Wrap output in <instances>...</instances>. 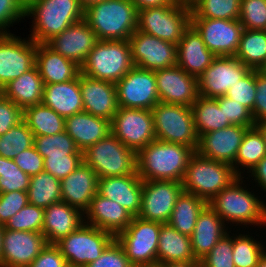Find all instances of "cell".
<instances>
[{"instance_id":"obj_1","label":"cell","mask_w":266,"mask_h":267,"mask_svg":"<svg viewBox=\"0 0 266 267\" xmlns=\"http://www.w3.org/2000/svg\"><path fill=\"white\" fill-rule=\"evenodd\" d=\"M194 153L189 146L155 139L137 153V173L146 181L182 182Z\"/></svg>"},{"instance_id":"obj_2","label":"cell","mask_w":266,"mask_h":267,"mask_svg":"<svg viewBox=\"0 0 266 267\" xmlns=\"http://www.w3.org/2000/svg\"><path fill=\"white\" fill-rule=\"evenodd\" d=\"M245 177L239 176L208 204L226 225L266 226V203L244 185Z\"/></svg>"},{"instance_id":"obj_3","label":"cell","mask_w":266,"mask_h":267,"mask_svg":"<svg viewBox=\"0 0 266 267\" xmlns=\"http://www.w3.org/2000/svg\"><path fill=\"white\" fill-rule=\"evenodd\" d=\"M138 11L130 0H104L84 11L99 40H129L137 30Z\"/></svg>"},{"instance_id":"obj_4","label":"cell","mask_w":266,"mask_h":267,"mask_svg":"<svg viewBox=\"0 0 266 267\" xmlns=\"http://www.w3.org/2000/svg\"><path fill=\"white\" fill-rule=\"evenodd\" d=\"M32 17L30 38L36 44H46L70 25L84 19L79 0H38L26 12Z\"/></svg>"},{"instance_id":"obj_5","label":"cell","mask_w":266,"mask_h":267,"mask_svg":"<svg viewBox=\"0 0 266 267\" xmlns=\"http://www.w3.org/2000/svg\"><path fill=\"white\" fill-rule=\"evenodd\" d=\"M238 177L232 165L206 158L195 151L182 180L183 191L209 202Z\"/></svg>"},{"instance_id":"obj_6","label":"cell","mask_w":266,"mask_h":267,"mask_svg":"<svg viewBox=\"0 0 266 267\" xmlns=\"http://www.w3.org/2000/svg\"><path fill=\"white\" fill-rule=\"evenodd\" d=\"M133 67L128 40H99L81 66V74L116 83Z\"/></svg>"},{"instance_id":"obj_7","label":"cell","mask_w":266,"mask_h":267,"mask_svg":"<svg viewBox=\"0 0 266 267\" xmlns=\"http://www.w3.org/2000/svg\"><path fill=\"white\" fill-rule=\"evenodd\" d=\"M83 162L95 171L98 179L137 172V153L111 132L83 152Z\"/></svg>"},{"instance_id":"obj_8","label":"cell","mask_w":266,"mask_h":267,"mask_svg":"<svg viewBox=\"0 0 266 267\" xmlns=\"http://www.w3.org/2000/svg\"><path fill=\"white\" fill-rule=\"evenodd\" d=\"M190 25L191 8L186 2L176 0L172 5L138 11L137 30L176 45Z\"/></svg>"},{"instance_id":"obj_9","label":"cell","mask_w":266,"mask_h":267,"mask_svg":"<svg viewBox=\"0 0 266 267\" xmlns=\"http://www.w3.org/2000/svg\"><path fill=\"white\" fill-rule=\"evenodd\" d=\"M151 111L156 140L189 146L196 151L199 136L191 107L158 102Z\"/></svg>"},{"instance_id":"obj_10","label":"cell","mask_w":266,"mask_h":267,"mask_svg":"<svg viewBox=\"0 0 266 267\" xmlns=\"http://www.w3.org/2000/svg\"><path fill=\"white\" fill-rule=\"evenodd\" d=\"M114 239L111 233L84 222L55 245L69 266L85 267L98 259Z\"/></svg>"},{"instance_id":"obj_11","label":"cell","mask_w":266,"mask_h":267,"mask_svg":"<svg viewBox=\"0 0 266 267\" xmlns=\"http://www.w3.org/2000/svg\"><path fill=\"white\" fill-rule=\"evenodd\" d=\"M161 224L133 217L127 228L115 237L134 267L157 264Z\"/></svg>"},{"instance_id":"obj_12","label":"cell","mask_w":266,"mask_h":267,"mask_svg":"<svg viewBox=\"0 0 266 267\" xmlns=\"http://www.w3.org/2000/svg\"><path fill=\"white\" fill-rule=\"evenodd\" d=\"M110 127L111 133L136 153L156 139L151 110L118 107Z\"/></svg>"},{"instance_id":"obj_13","label":"cell","mask_w":266,"mask_h":267,"mask_svg":"<svg viewBox=\"0 0 266 267\" xmlns=\"http://www.w3.org/2000/svg\"><path fill=\"white\" fill-rule=\"evenodd\" d=\"M37 44L28 36L0 34V91L35 66Z\"/></svg>"},{"instance_id":"obj_14","label":"cell","mask_w":266,"mask_h":267,"mask_svg":"<svg viewBox=\"0 0 266 267\" xmlns=\"http://www.w3.org/2000/svg\"><path fill=\"white\" fill-rule=\"evenodd\" d=\"M115 86L119 107L151 110L160 102L155 71L134 66Z\"/></svg>"},{"instance_id":"obj_15","label":"cell","mask_w":266,"mask_h":267,"mask_svg":"<svg viewBox=\"0 0 266 267\" xmlns=\"http://www.w3.org/2000/svg\"><path fill=\"white\" fill-rule=\"evenodd\" d=\"M191 25L215 56L236 55L244 31L240 20L191 18Z\"/></svg>"},{"instance_id":"obj_16","label":"cell","mask_w":266,"mask_h":267,"mask_svg":"<svg viewBox=\"0 0 266 267\" xmlns=\"http://www.w3.org/2000/svg\"><path fill=\"white\" fill-rule=\"evenodd\" d=\"M135 67L157 71L177 65V45L136 30L129 38Z\"/></svg>"},{"instance_id":"obj_17","label":"cell","mask_w":266,"mask_h":267,"mask_svg":"<svg viewBox=\"0 0 266 267\" xmlns=\"http://www.w3.org/2000/svg\"><path fill=\"white\" fill-rule=\"evenodd\" d=\"M182 191V182L143 180L141 210L138 217L147 221L168 223Z\"/></svg>"},{"instance_id":"obj_18","label":"cell","mask_w":266,"mask_h":267,"mask_svg":"<svg viewBox=\"0 0 266 267\" xmlns=\"http://www.w3.org/2000/svg\"><path fill=\"white\" fill-rule=\"evenodd\" d=\"M250 70L235 56H216L197 79L199 95L207 98L225 96Z\"/></svg>"},{"instance_id":"obj_19","label":"cell","mask_w":266,"mask_h":267,"mask_svg":"<svg viewBox=\"0 0 266 267\" xmlns=\"http://www.w3.org/2000/svg\"><path fill=\"white\" fill-rule=\"evenodd\" d=\"M159 101L191 107L198 99V81L178 65L155 71Z\"/></svg>"},{"instance_id":"obj_20","label":"cell","mask_w":266,"mask_h":267,"mask_svg":"<svg viewBox=\"0 0 266 267\" xmlns=\"http://www.w3.org/2000/svg\"><path fill=\"white\" fill-rule=\"evenodd\" d=\"M46 244L42 233L4 228L1 267H28Z\"/></svg>"},{"instance_id":"obj_21","label":"cell","mask_w":266,"mask_h":267,"mask_svg":"<svg viewBox=\"0 0 266 267\" xmlns=\"http://www.w3.org/2000/svg\"><path fill=\"white\" fill-rule=\"evenodd\" d=\"M99 41L85 19L70 25L46 44L63 57L82 66L89 52Z\"/></svg>"},{"instance_id":"obj_22","label":"cell","mask_w":266,"mask_h":267,"mask_svg":"<svg viewBox=\"0 0 266 267\" xmlns=\"http://www.w3.org/2000/svg\"><path fill=\"white\" fill-rule=\"evenodd\" d=\"M249 127L230 125L199 136L196 152L206 158L234 164L243 136Z\"/></svg>"},{"instance_id":"obj_23","label":"cell","mask_w":266,"mask_h":267,"mask_svg":"<svg viewBox=\"0 0 266 267\" xmlns=\"http://www.w3.org/2000/svg\"><path fill=\"white\" fill-rule=\"evenodd\" d=\"M143 180L138 173L125 176L104 177L98 179L97 193L116 201L133 217L141 210Z\"/></svg>"},{"instance_id":"obj_24","label":"cell","mask_w":266,"mask_h":267,"mask_svg":"<svg viewBox=\"0 0 266 267\" xmlns=\"http://www.w3.org/2000/svg\"><path fill=\"white\" fill-rule=\"evenodd\" d=\"M80 91L84 112L112 120L119 107L115 83L93 79L80 73Z\"/></svg>"},{"instance_id":"obj_25","label":"cell","mask_w":266,"mask_h":267,"mask_svg":"<svg viewBox=\"0 0 266 267\" xmlns=\"http://www.w3.org/2000/svg\"><path fill=\"white\" fill-rule=\"evenodd\" d=\"M133 216L116 201L98 193L84 212V222L117 236L131 223Z\"/></svg>"},{"instance_id":"obj_26","label":"cell","mask_w":266,"mask_h":267,"mask_svg":"<svg viewBox=\"0 0 266 267\" xmlns=\"http://www.w3.org/2000/svg\"><path fill=\"white\" fill-rule=\"evenodd\" d=\"M98 189L95 171L82 162L66 178L61 180V199L84 213Z\"/></svg>"},{"instance_id":"obj_27","label":"cell","mask_w":266,"mask_h":267,"mask_svg":"<svg viewBox=\"0 0 266 267\" xmlns=\"http://www.w3.org/2000/svg\"><path fill=\"white\" fill-rule=\"evenodd\" d=\"M215 57L206 47L201 35L190 25L177 44V65L198 79Z\"/></svg>"},{"instance_id":"obj_28","label":"cell","mask_w":266,"mask_h":267,"mask_svg":"<svg viewBox=\"0 0 266 267\" xmlns=\"http://www.w3.org/2000/svg\"><path fill=\"white\" fill-rule=\"evenodd\" d=\"M84 223V213L64 201L44 209L42 234L47 244H55Z\"/></svg>"},{"instance_id":"obj_29","label":"cell","mask_w":266,"mask_h":267,"mask_svg":"<svg viewBox=\"0 0 266 267\" xmlns=\"http://www.w3.org/2000/svg\"><path fill=\"white\" fill-rule=\"evenodd\" d=\"M35 66L44 84L68 82L81 73L80 66L55 52L47 44H37Z\"/></svg>"},{"instance_id":"obj_30","label":"cell","mask_w":266,"mask_h":267,"mask_svg":"<svg viewBox=\"0 0 266 267\" xmlns=\"http://www.w3.org/2000/svg\"><path fill=\"white\" fill-rule=\"evenodd\" d=\"M65 131L75 141L78 149L84 152L106 137L111 132V127L109 120L83 111L65 118Z\"/></svg>"},{"instance_id":"obj_31","label":"cell","mask_w":266,"mask_h":267,"mask_svg":"<svg viewBox=\"0 0 266 267\" xmlns=\"http://www.w3.org/2000/svg\"><path fill=\"white\" fill-rule=\"evenodd\" d=\"M228 227L208 204L199 214L193 234L190 236L195 259L200 261L206 256L228 232Z\"/></svg>"},{"instance_id":"obj_32","label":"cell","mask_w":266,"mask_h":267,"mask_svg":"<svg viewBox=\"0 0 266 267\" xmlns=\"http://www.w3.org/2000/svg\"><path fill=\"white\" fill-rule=\"evenodd\" d=\"M41 103L53 109L63 118L83 112L80 74L76 79L68 82L44 84Z\"/></svg>"},{"instance_id":"obj_33","label":"cell","mask_w":266,"mask_h":267,"mask_svg":"<svg viewBox=\"0 0 266 267\" xmlns=\"http://www.w3.org/2000/svg\"><path fill=\"white\" fill-rule=\"evenodd\" d=\"M44 90V82L36 66L10 81L0 93L24 109L40 104Z\"/></svg>"},{"instance_id":"obj_34","label":"cell","mask_w":266,"mask_h":267,"mask_svg":"<svg viewBox=\"0 0 266 267\" xmlns=\"http://www.w3.org/2000/svg\"><path fill=\"white\" fill-rule=\"evenodd\" d=\"M191 261H198L192 251L191 237L178 232L168 223L161 224L157 264Z\"/></svg>"},{"instance_id":"obj_35","label":"cell","mask_w":266,"mask_h":267,"mask_svg":"<svg viewBox=\"0 0 266 267\" xmlns=\"http://www.w3.org/2000/svg\"><path fill=\"white\" fill-rule=\"evenodd\" d=\"M208 205L204 199L182 191L178 196L168 224L178 232L191 236L202 210Z\"/></svg>"},{"instance_id":"obj_36","label":"cell","mask_w":266,"mask_h":267,"mask_svg":"<svg viewBox=\"0 0 266 267\" xmlns=\"http://www.w3.org/2000/svg\"><path fill=\"white\" fill-rule=\"evenodd\" d=\"M23 121L34 136H51L65 131V118L42 103L24 108Z\"/></svg>"},{"instance_id":"obj_37","label":"cell","mask_w":266,"mask_h":267,"mask_svg":"<svg viewBox=\"0 0 266 267\" xmlns=\"http://www.w3.org/2000/svg\"><path fill=\"white\" fill-rule=\"evenodd\" d=\"M198 136L232 125L216 98L198 96L191 106Z\"/></svg>"},{"instance_id":"obj_38","label":"cell","mask_w":266,"mask_h":267,"mask_svg":"<svg viewBox=\"0 0 266 267\" xmlns=\"http://www.w3.org/2000/svg\"><path fill=\"white\" fill-rule=\"evenodd\" d=\"M264 156H266L264 138L256 126L250 127L243 136L242 143L232 165L233 170L238 176H245L242 173L245 170L248 173Z\"/></svg>"},{"instance_id":"obj_39","label":"cell","mask_w":266,"mask_h":267,"mask_svg":"<svg viewBox=\"0 0 266 267\" xmlns=\"http://www.w3.org/2000/svg\"><path fill=\"white\" fill-rule=\"evenodd\" d=\"M28 203L40 208H47L62 201L61 181L48 172H40L30 177Z\"/></svg>"},{"instance_id":"obj_40","label":"cell","mask_w":266,"mask_h":267,"mask_svg":"<svg viewBox=\"0 0 266 267\" xmlns=\"http://www.w3.org/2000/svg\"><path fill=\"white\" fill-rule=\"evenodd\" d=\"M235 57L250 69L258 70L266 60V30L244 29Z\"/></svg>"},{"instance_id":"obj_41","label":"cell","mask_w":266,"mask_h":267,"mask_svg":"<svg viewBox=\"0 0 266 267\" xmlns=\"http://www.w3.org/2000/svg\"><path fill=\"white\" fill-rule=\"evenodd\" d=\"M191 18L239 20L241 0H193Z\"/></svg>"},{"instance_id":"obj_42","label":"cell","mask_w":266,"mask_h":267,"mask_svg":"<svg viewBox=\"0 0 266 267\" xmlns=\"http://www.w3.org/2000/svg\"><path fill=\"white\" fill-rule=\"evenodd\" d=\"M33 146L43 158L83 155L66 131L51 136H34Z\"/></svg>"},{"instance_id":"obj_43","label":"cell","mask_w":266,"mask_h":267,"mask_svg":"<svg viewBox=\"0 0 266 267\" xmlns=\"http://www.w3.org/2000/svg\"><path fill=\"white\" fill-rule=\"evenodd\" d=\"M238 234L233 235L232 254L235 267H256L259 258L266 251V246L250 236L249 232L248 235Z\"/></svg>"},{"instance_id":"obj_44","label":"cell","mask_w":266,"mask_h":267,"mask_svg":"<svg viewBox=\"0 0 266 267\" xmlns=\"http://www.w3.org/2000/svg\"><path fill=\"white\" fill-rule=\"evenodd\" d=\"M34 134L24 121L0 135V156L13 160L20 152L32 147Z\"/></svg>"},{"instance_id":"obj_45","label":"cell","mask_w":266,"mask_h":267,"mask_svg":"<svg viewBox=\"0 0 266 267\" xmlns=\"http://www.w3.org/2000/svg\"><path fill=\"white\" fill-rule=\"evenodd\" d=\"M30 176L24 173L14 160L0 156V193L27 192Z\"/></svg>"},{"instance_id":"obj_46","label":"cell","mask_w":266,"mask_h":267,"mask_svg":"<svg viewBox=\"0 0 266 267\" xmlns=\"http://www.w3.org/2000/svg\"><path fill=\"white\" fill-rule=\"evenodd\" d=\"M44 224V208L27 204L3 226L14 231H30L42 233Z\"/></svg>"},{"instance_id":"obj_47","label":"cell","mask_w":266,"mask_h":267,"mask_svg":"<svg viewBox=\"0 0 266 267\" xmlns=\"http://www.w3.org/2000/svg\"><path fill=\"white\" fill-rule=\"evenodd\" d=\"M240 23L247 30H266V0H241Z\"/></svg>"},{"instance_id":"obj_48","label":"cell","mask_w":266,"mask_h":267,"mask_svg":"<svg viewBox=\"0 0 266 267\" xmlns=\"http://www.w3.org/2000/svg\"><path fill=\"white\" fill-rule=\"evenodd\" d=\"M228 231L210 252L200 260L201 267H235L233 262V236Z\"/></svg>"},{"instance_id":"obj_49","label":"cell","mask_w":266,"mask_h":267,"mask_svg":"<svg viewBox=\"0 0 266 267\" xmlns=\"http://www.w3.org/2000/svg\"><path fill=\"white\" fill-rule=\"evenodd\" d=\"M256 95V70L251 69L244 77L236 82L226 95L237 103H241L250 112L253 110Z\"/></svg>"},{"instance_id":"obj_50","label":"cell","mask_w":266,"mask_h":267,"mask_svg":"<svg viewBox=\"0 0 266 267\" xmlns=\"http://www.w3.org/2000/svg\"><path fill=\"white\" fill-rule=\"evenodd\" d=\"M216 100L232 125L249 128L255 126L251 112L241 103H237L236 100L234 101L227 96L217 97Z\"/></svg>"},{"instance_id":"obj_51","label":"cell","mask_w":266,"mask_h":267,"mask_svg":"<svg viewBox=\"0 0 266 267\" xmlns=\"http://www.w3.org/2000/svg\"><path fill=\"white\" fill-rule=\"evenodd\" d=\"M85 267H134L126 256L122 245L115 238L98 259Z\"/></svg>"},{"instance_id":"obj_52","label":"cell","mask_w":266,"mask_h":267,"mask_svg":"<svg viewBox=\"0 0 266 267\" xmlns=\"http://www.w3.org/2000/svg\"><path fill=\"white\" fill-rule=\"evenodd\" d=\"M83 162V155H65V157H45L44 171L58 180L66 178Z\"/></svg>"},{"instance_id":"obj_53","label":"cell","mask_w":266,"mask_h":267,"mask_svg":"<svg viewBox=\"0 0 266 267\" xmlns=\"http://www.w3.org/2000/svg\"><path fill=\"white\" fill-rule=\"evenodd\" d=\"M28 204V193L12 191L0 193V225L6 222Z\"/></svg>"},{"instance_id":"obj_54","label":"cell","mask_w":266,"mask_h":267,"mask_svg":"<svg viewBox=\"0 0 266 267\" xmlns=\"http://www.w3.org/2000/svg\"><path fill=\"white\" fill-rule=\"evenodd\" d=\"M23 121V109L0 93V135Z\"/></svg>"},{"instance_id":"obj_55","label":"cell","mask_w":266,"mask_h":267,"mask_svg":"<svg viewBox=\"0 0 266 267\" xmlns=\"http://www.w3.org/2000/svg\"><path fill=\"white\" fill-rule=\"evenodd\" d=\"M25 17V11L15 0H0V34H11L8 28Z\"/></svg>"},{"instance_id":"obj_56","label":"cell","mask_w":266,"mask_h":267,"mask_svg":"<svg viewBox=\"0 0 266 267\" xmlns=\"http://www.w3.org/2000/svg\"><path fill=\"white\" fill-rule=\"evenodd\" d=\"M13 160L30 177L44 171V158L34 146L20 152Z\"/></svg>"},{"instance_id":"obj_57","label":"cell","mask_w":266,"mask_h":267,"mask_svg":"<svg viewBox=\"0 0 266 267\" xmlns=\"http://www.w3.org/2000/svg\"><path fill=\"white\" fill-rule=\"evenodd\" d=\"M67 261L55 244H46L28 267H67Z\"/></svg>"},{"instance_id":"obj_58","label":"cell","mask_w":266,"mask_h":267,"mask_svg":"<svg viewBox=\"0 0 266 267\" xmlns=\"http://www.w3.org/2000/svg\"><path fill=\"white\" fill-rule=\"evenodd\" d=\"M255 124L266 121V76L256 70V95L251 111Z\"/></svg>"},{"instance_id":"obj_59","label":"cell","mask_w":266,"mask_h":267,"mask_svg":"<svg viewBox=\"0 0 266 267\" xmlns=\"http://www.w3.org/2000/svg\"><path fill=\"white\" fill-rule=\"evenodd\" d=\"M252 180L254 178L258 187H261V191L266 192V156H264L251 170L248 172Z\"/></svg>"},{"instance_id":"obj_60","label":"cell","mask_w":266,"mask_h":267,"mask_svg":"<svg viewBox=\"0 0 266 267\" xmlns=\"http://www.w3.org/2000/svg\"><path fill=\"white\" fill-rule=\"evenodd\" d=\"M136 7L137 11H140L149 7H162L166 5H172L176 0H130Z\"/></svg>"},{"instance_id":"obj_61","label":"cell","mask_w":266,"mask_h":267,"mask_svg":"<svg viewBox=\"0 0 266 267\" xmlns=\"http://www.w3.org/2000/svg\"><path fill=\"white\" fill-rule=\"evenodd\" d=\"M163 267H201L200 261L191 262H168L161 264Z\"/></svg>"},{"instance_id":"obj_62","label":"cell","mask_w":266,"mask_h":267,"mask_svg":"<svg viewBox=\"0 0 266 267\" xmlns=\"http://www.w3.org/2000/svg\"><path fill=\"white\" fill-rule=\"evenodd\" d=\"M15 1L26 12L38 0H15Z\"/></svg>"},{"instance_id":"obj_63","label":"cell","mask_w":266,"mask_h":267,"mask_svg":"<svg viewBox=\"0 0 266 267\" xmlns=\"http://www.w3.org/2000/svg\"><path fill=\"white\" fill-rule=\"evenodd\" d=\"M101 1H104V0H79V4H80L81 8L85 11L90 6L95 5Z\"/></svg>"},{"instance_id":"obj_64","label":"cell","mask_w":266,"mask_h":267,"mask_svg":"<svg viewBox=\"0 0 266 267\" xmlns=\"http://www.w3.org/2000/svg\"><path fill=\"white\" fill-rule=\"evenodd\" d=\"M255 126L260 130L266 144V121L257 123Z\"/></svg>"},{"instance_id":"obj_65","label":"cell","mask_w":266,"mask_h":267,"mask_svg":"<svg viewBox=\"0 0 266 267\" xmlns=\"http://www.w3.org/2000/svg\"><path fill=\"white\" fill-rule=\"evenodd\" d=\"M256 267H266V251L264 254L259 258Z\"/></svg>"},{"instance_id":"obj_66","label":"cell","mask_w":266,"mask_h":267,"mask_svg":"<svg viewBox=\"0 0 266 267\" xmlns=\"http://www.w3.org/2000/svg\"><path fill=\"white\" fill-rule=\"evenodd\" d=\"M4 227L0 225V267H1V252H2V235H3Z\"/></svg>"},{"instance_id":"obj_67","label":"cell","mask_w":266,"mask_h":267,"mask_svg":"<svg viewBox=\"0 0 266 267\" xmlns=\"http://www.w3.org/2000/svg\"><path fill=\"white\" fill-rule=\"evenodd\" d=\"M258 72L261 73L262 75L266 76V60L265 62L260 66L258 69Z\"/></svg>"},{"instance_id":"obj_68","label":"cell","mask_w":266,"mask_h":267,"mask_svg":"<svg viewBox=\"0 0 266 267\" xmlns=\"http://www.w3.org/2000/svg\"><path fill=\"white\" fill-rule=\"evenodd\" d=\"M141 267H163L161 264H155V265H148V266H141Z\"/></svg>"},{"instance_id":"obj_69","label":"cell","mask_w":266,"mask_h":267,"mask_svg":"<svg viewBox=\"0 0 266 267\" xmlns=\"http://www.w3.org/2000/svg\"><path fill=\"white\" fill-rule=\"evenodd\" d=\"M177 1L186 2V3H191L193 0H177Z\"/></svg>"}]
</instances>
